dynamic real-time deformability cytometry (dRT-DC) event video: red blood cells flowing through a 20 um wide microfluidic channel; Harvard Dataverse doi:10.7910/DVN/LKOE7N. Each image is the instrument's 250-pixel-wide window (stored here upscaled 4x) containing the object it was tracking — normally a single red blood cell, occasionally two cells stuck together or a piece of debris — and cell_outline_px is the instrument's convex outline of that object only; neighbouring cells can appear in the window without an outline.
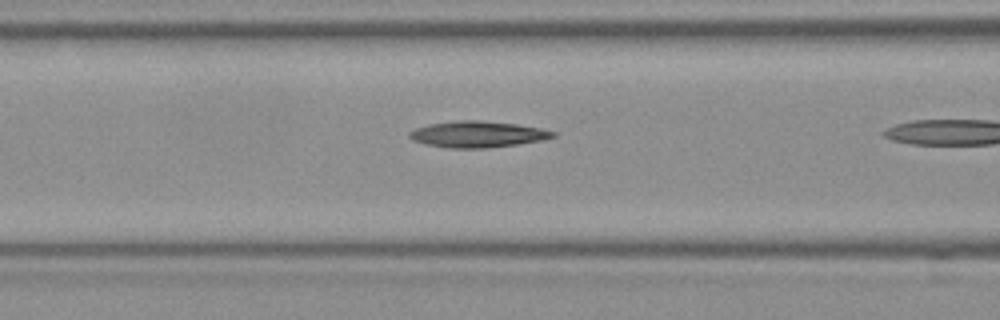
{"species": "Egyptian fruit bat (a non-hibernating species)", "species_latin": "Rousettus aegyptiacus", "temperature_condition": "room temperature", "stored_images_in_passage": 6, "camera_frame_rate_fps": 3000, "um_per_image_px": 0.085, "frame": {"image": 1, "passage_image": 5, "time_ms": 1.333, "image_size_px": [1000, 320], "cell_outline_px": [[556, 136], [540, 140], [516, 144], [488, 148], [448, 148], [424, 144], [412, 140], [408, 136], [408, 132], [416, 128], [428, 124], [456, 120], [480, 120], [516, 124], [540, 128], [556, 132]], "centroid_in_image_um": [40.54, 11.41], "position_along_channel_um": 126.1, "area_um2": 21.96}}